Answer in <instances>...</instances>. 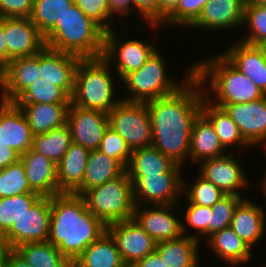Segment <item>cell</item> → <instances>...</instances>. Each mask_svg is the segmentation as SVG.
I'll return each instance as SVG.
<instances>
[{"mask_svg": "<svg viewBox=\"0 0 266 267\" xmlns=\"http://www.w3.org/2000/svg\"><path fill=\"white\" fill-rule=\"evenodd\" d=\"M132 6L138 9V14H141L151 27L160 26L156 25V0H132Z\"/></svg>", "mask_w": 266, "mask_h": 267, "instance_id": "cell-48", "label": "cell"}, {"mask_svg": "<svg viewBox=\"0 0 266 267\" xmlns=\"http://www.w3.org/2000/svg\"><path fill=\"white\" fill-rule=\"evenodd\" d=\"M74 4L90 19L97 23L105 32L112 29L110 20L115 13L109 0H73ZM111 18V19H110Z\"/></svg>", "mask_w": 266, "mask_h": 267, "instance_id": "cell-44", "label": "cell"}, {"mask_svg": "<svg viewBox=\"0 0 266 267\" xmlns=\"http://www.w3.org/2000/svg\"><path fill=\"white\" fill-rule=\"evenodd\" d=\"M106 231L115 241L117 249L128 267L151 254L156 248V242L134 218L108 224Z\"/></svg>", "mask_w": 266, "mask_h": 267, "instance_id": "cell-12", "label": "cell"}, {"mask_svg": "<svg viewBox=\"0 0 266 267\" xmlns=\"http://www.w3.org/2000/svg\"><path fill=\"white\" fill-rule=\"evenodd\" d=\"M80 57L45 47L39 52L41 79L63 88L70 96L74 90V75Z\"/></svg>", "mask_w": 266, "mask_h": 267, "instance_id": "cell-20", "label": "cell"}, {"mask_svg": "<svg viewBox=\"0 0 266 267\" xmlns=\"http://www.w3.org/2000/svg\"><path fill=\"white\" fill-rule=\"evenodd\" d=\"M34 0H0V18H30Z\"/></svg>", "mask_w": 266, "mask_h": 267, "instance_id": "cell-47", "label": "cell"}, {"mask_svg": "<svg viewBox=\"0 0 266 267\" xmlns=\"http://www.w3.org/2000/svg\"><path fill=\"white\" fill-rule=\"evenodd\" d=\"M201 85L193 75L175 93L146 102L151 116L152 145L180 166L190 157L193 124L201 114L205 98Z\"/></svg>", "mask_w": 266, "mask_h": 267, "instance_id": "cell-1", "label": "cell"}, {"mask_svg": "<svg viewBox=\"0 0 266 267\" xmlns=\"http://www.w3.org/2000/svg\"><path fill=\"white\" fill-rule=\"evenodd\" d=\"M51 197L41 196L17 221L5 236L15 249L28 242H46L49 236Z\"/></svg>", "mask_w": 266, "mask_h": 267, "instance_id": "cell-11", "label": "cell"}, {"mask_svg": "<svg viewBox=\"0 0 266 267\" xmlns=\"http://www.w3.org/2000/svg\"><path fill=\"white\" fill-rule=\"evenodd\" d=\"M71 143V132L66 124L48 133L34 135L31 149L58 164Z\"/></svg>", "mask_w": 266, "mask_h": 267, "instance_id": "cell-34", "label": "cell"}, {"mask_svg": "<svg viewBox=\"0 0 266 267\" xmlns=\"http://www.w3.org/2000/svg\"><path fill=\"white\" fill-rule=\"evenodd\" d=\"M15 250L32 267H67L69 263L60 250L49 241L24 243Z\"/></svg>", "mask_w": 266, "mask_h": 267, "instance_id": "cell-35", "label": "cell"}, {"mask_svg": "<svg viewBox=\"0 0 266 267\" xmlns=\"http://www.w3.org/2000/svg\"><path fill=\"white\" fill-rule=\"evenodd\" d=\"M72 142L88 150H97L109 126L107 113L70 104L67 117Z\"/></svg>", "mask_w": 266, "mask_h": 267, "instance_id": "cell-14", "label": "cell"}, {"mask_svg": "<svg viewBox=\"0 0 266 267\" xmlns=\"http://www.w3.org/2000/svg\"><path fill=\"white\" fill-rule=\"evenodd\" d=\"M25 114L32 134H45L67 124L70 104L13 103Z\"/></svg>", "mask_w": 266, "mask_h": 267, "instance_id": "cell-25", "label": "cell"}, {"mask_svg": "<svg viewBox=\"0 0 266 267\" xmlns=\"http://www.w3.org/2000/svg\"><path fill=\"white\" fill-rule=\"evenodd\" d=\"M40 76L39 53L30 57L12 59L0 73L1 101L12 103Z\"/></svg>", "mask_w": 266, "mask_h": 267, "instance_id": "cell-19", "label": "cell"}, {"mask_svg": "<svg viewBox=\"0 0 266 267\" xmlns=\"http://www.w3.org/2000/svg\"><path fill=\"white\" fill-rule=\"evenodd\" d=\"M115 31L105 32L103 58L112 66L117 67L120 80L129 72L140 69L148 58L157 50L151 43L137 39L119 41ZM121 43V44H120Z\"/></svg>", "mask_w": 266, "mask_h": 267, "instance_id": "cell-10", "label": "cell"}, {"mask_svg": "<svg viewBox=\"0 0 266 267\" xmlns=\"http://www.w3.org/2000/svg\"><path fill=\"white\" fill-rule=\"evenodd\" d=\"M221 108L238 126L250 148L266 141V95L248 103L224 104Z\"/></svg>", "mask_w": 266, "mask_h": 267, "instance_id": "cell-17", "label": "cell"}, {"mask_svg": "<svg viewBox=\"0 0 266 267\" xmlns=\"http://www.w3.org/2000/svg\"><path fill=\"white\" fill-rule=\"evenodd\" d=\"M106 232V225L88 209L82 196L60 193L51 197L48 240L74 261Z\"/></svg>", "mask_w": 266, "mask_h": 267, "instance_id": "cell-2", "label": "cell"}, {"mask_svg": "<svg viewBox=\"0 0 266 267\" xmlns=\"http://www.w3.org/2000/svg\"><path fill=\"white\" fill-rule=\"evenodd\" d=\"M12 103L71 104V96L63 88L39 78Z\"/></svg>", "mask_w": 266, "mask_h": 267, "instance_id": "cell-36", "label": "cell"}, {"mask_svg": "<svg viewBox=\"0 0 266 267\" xmlns=\"http://www.w3.org/2000/svg\"><path fill=\"white\" fill-rule=\"evenodd\" d=\"M33 136L23 111L0 100V139L22 155L32 147Z\"/></svg>", "mask_w": 266, "mask_h": 267, "instance_id": "cell-21", "label": "cell"}, {"mask_svg": "<svg viewBox=\"0 0 266 267\" xmlns=\"http://www.w3.org/2000/svg\"><path fill=\"white\" fill-rule=\"evenodd\" d=\"M262 146L265 148L266 151V141L262 144Z\"/></svg>", "mask_w": 266, "mask_h": 267, "instance_id": "cell-59", "label": "cell"}, {"mask_svg": "<svg viewBox=\"0 0 266 267\" xmlns=\"http://www.w3.org/2000/svg\"><path fill=\"white\" fill-rule=\"evenodd\" d=\"M221 54L266 95V46L237 40Z\"/></svg>", "mask_w": 266, "mask_h": 267, "instance_id": "cell-18", "label": "cell"}, {"mask_svg": "<svg viewBox=\"0 0 266 267\" xmlns=\"http://www.w3.org/2000/svg\"><path fill=\"white\" fill-rule=\"evenodd\" d=\"M244 23L248 26L249 32L246 37L240 38V41L250 45L266 46V5L245 4Z\"/></svg>", "mask_w": 266, "mask_h": 267, "instance_id": "cell-40", "label": "cell"}, {"mask_svg": "<svg viewBox=\"0 0 266 267\" xmlns=\"http://www.w3.org/2000/svg\"><path fill=\"white\" fill-rule=\"evenodd\" d=\"M160 51L157 50L148 58L144 65L133 72L126 74L120 81L124 84L128 94L122 100L129 102H148L160 97H164L178 91L194 75V65L187 69L182 85L171 80L166 71L165 61H163Z\"/></svg>", "mask_w": 266, "mask_h": 267, "instance_id": "cell-6", "label": "cell"}, {"mask_svg": "<svg viewBox=\"0 0 266 267\" xmlns=\"http://www.w3.org/2000/svg\"><path fill=\"white\" fill-rule=\"evenodd\" d=\"M208 240V241H207ZM206 241L217 257L230 265L247 263L251 260L252 249L231 229L223 228L213 233Z\"/></svg>", "mask_w": 266, "mask_h": 267, "instance_id": "cell-31", "label": "cell"}, {"mask_svg": "<svg viewBox=\"0 0 266 267\" xmlns=\"http://www.w3.org/2000/svg\"><path fill=\"white\" fill-rule=\"evenodd\" d=\"M34 192L28 183L23 163H16L2 169L0 174V198Z\"/></svg>", "mask_w": 266, "mask_h": 267, "instance_id": "cell-39", "label": "cell"}, {"mask_svg": "<svg viewBox=\"0 0 266 267\" xmlns=\"http://www.w3.org/2000/svg\"><path fill=\"white\" fill-rule=\"evenodd\" d=\"M233 151L227 154L200 162L199 175L212 182L226 195L241 196L239 190L248 184L247 176L242 164L234 158Z\"/></svg>", "mask_w": 266, "mask_h": 267, "instance_id": "cell-15", "label": "cell"}, {"mask_svg": "<svg viewBox=\"0 0 266 267\" xmlns=\"http://www.w3.org/2000/svg\"><path fill=\"white\" fill-rule=\"evenodd\" d=\"M13 250L8 238L0 233V267H7L9 255Z\"/></svg>", "mask_w": 266, "mask_h": 267, "instance_id": "cell-53", "label": "cell"}, {"mask_svg": "<svg viewBox=\"0 0 266 267\" xmlns=\"http://www.w3.org/2000/svg\"><path fill=\"white\" fill-rule=\"evenodd\" d=\"M227 151L211 122L201 113L195 120L190 138V159L194 163L223 156Z\"/></svg>", "mask_w": 266, "mask_h": 267, "instance_id": "cell-27", "label": "cell"}, {"mask_svg": "<svg viewBox=\"0 0 266 267\" xmlns=\"http://www.w3.org/2000/svg\"><path fill=\"white\" fill-rule=\"evenodd\" d=\"M181 172H166L162 175L129 176L133 184L136 206L177 204L183 193ZM152 203V204H151ZM140 204V205H139Z\"/></svg>", "mask_w": 266, "mask_h": 267, "instance_id": "cell-9", "label": "cell"}, {"mask_svg": "<svg viewBox=\"0 0 266 267\" xmlns=\"http://www.w3.org/2000/svg\"><path fill=\"white\" fill-rule=\"evenodd\" d=\"M185 209V219L194 230L197 231V235L201 234L202 238H208V223H210V207L188 204Z\"/></svg>", "mask_w": 266, "mask_h": 267, "instance_id": "cell-46", "label": "cell"}, {"mask_svg": "<svg viewBox=\"0 0 266 267\" xmlns=\"http://www.w3.org/2000/svg\"><path fill=\"white\" fill-rule=\"evenodd\" d=\"M21 155L8 147V145L0 139V169H4L10 164L16 163L20 160Z\"/></svg>", "mask_w": 266, "mask_h": 267, "instance_id": "cell-50", "label": "cell"}, {"mask_svg": "<svg viewBox=\"0 0 266 267\" xmlns=\"http://www.w3.org/2000/svg\"><path fill=\"white\" fill-rule=\"evenodd\" d=\"M209 0H180L176 9L160 24L190 27Z\"/></svg>", "mask_w": 266, "mask_h": 267, "instance_id": "cell-45", "label": "cell"}, {"mask_svg": "<svg viewBox=\"0 0 266 267\" xmlns=\"http://www.w3.org/2000/svg\"><path fill=\"white\" fill-rule=\"evenodd\" d=\"M9 65V54L4 36V18H0V73Z\"/></svg>", "mask_w": 266, "mask_h": 267, "instance_id": "cell-52", "label": "cell"}, {"mask_svg": "<svg viewBox=\"0 0 266 267\" xmlns=\"http://www.w3.org/2000/svg\"><path fill=\"white\" fill-rule=\"evenodd\" d=\"M131 267H169L162 259L160 254L154 250L151 254H148L143 259L138 260Z\"/></svg>", "mask_w": 266, "mask_h": 267, "instance_id": "cell-51", "label": "cell"}, {"mask_svg": "<svg viewBox=\"0 0 266 267\" xmlns=\"http://www.w3.org/2000/svg\"><path fill=\"white\" fill-rule=\"evenodd\" d=\"M7 267H32L15 249L8 258Z\"/></svg>", "mask_w": 266, "mask_h": 267, "instance_id": "cell-55", "label": "cell"}, {"mask_svg": "<svg viewBox=\"0 0 266 267\" xmlns=\"http://www.w3.org/2000/svg\"><path fill=\"white\" fill-rule=\"evenodd\" d=\"M4 36L9 63L15 58L34 56L46 47L44 35L30 18H4Z\"/></svg>", "mask_w": 266, "mask_h": 267, "instance_id": "cell-16", "label": "cell"}, {"mask_svg": "<svg viewBox=\"0 0 266 267\" xmlns=\"http://www.w3.org/2000/svg\"><path fill=\"white\" fill-rule=\"evenodd\" d=\"M98 150L127 168L131 150L125 140L110 126L106 129Z\"/></svg>", "mask_w": 266, "mask_h": 267, "instance_id": "cell-43", "label": "cell"}, {"mask_svg": "<svg viewBox=\"0 0 266 267\" xmlns=\"http://www.w3.org/2000/svg\"><path fill=\"white\" fill-rule=\"evenodd\" d=\"M111 68L103 57L80 59L74 75L71 104L108 114L122 100L114 99Z\"/></svg>", "mask_w": 266, "mask_h": 267, "instance_id": "cell-5", "label": "cell"}, {"mask_svg": "<svg viewBox=\"0 0 266 267\" xmlns=\"http://www.w3.org/2000/svg\"><path fill=\"white\" fill-rule=\"evenodd\" d=\"M242 196L225 195L210 207V223H208V237L213 233L230 227L231 219L237 205L243 200Z\"/></svg>", "mask_w": 266, "mask_h": 267, "instance_id": "cell-42", "label": "cell"}, {"mask_svg": "<svg viewBox=\"0 0 266 267\" xmlns=\"http://www.w3.org/2000/svg\"><path fill=\"white\" fill-rule=\"evenodd\" d=\"M201 113L214 126L216 135L226 151H228V147L230 148V146L235 144L236 146L239 144L240 147L250 146L241 135L238 126L223 108L211 104L206 98H204Z\"/></svg>", "mask_w": 266, "mask_h": 267, "instance_id": "cell-33", "label": "cell"}, {"mask_svg": "<svg viewBox=\"0 0 266 267\" xmlns=\"http://www.w3.org/2000/svg\"><path fill=\"white\" fill-rule=\"evenodd\" d=\"M111 9L117 15L121 17L127 16L132 9V0H109Z\"/></svg>", "mask_w": 266, "mask_h": 267, "instance_id": "cell-54", "label": "cell"}, {"mask_svg": "<svg viewBox=\"0 0 266 267\" xmlns=\"http://www.w3.org/2000/svg\"><path fill=\"white\" fill-rule=\"evenodd\" d=\"M90 150L72 142L57 164L58 194L73 193L83 181Z\"/></svg>", "mask_w": 266, "mask_h": 267, "instance_id": "cell-26", "label": "cell"}, {"mask_svg": "<svg viewBox=\"0 0 266 267\" xmlns=\"http://www.w3.org/2000/svg\"><path fill=\"white\" fill-rule=\"evenodd\" d=\"M67 267H81V266L74 260V261H69Z\"/></svg>", "mask_w": 266, "mask_h": 267, "instance_id": "cell-58", "label": "cell"}, {"mask_svg": "<svg viewBox=\"0 0 266 267\" xmlns=\"http://www.w3.org/2000/svg\"><path fill=\"white\" fill-rule=\"evenodd\" d=\"M198 179L192 185H188L187 180L183 179V192L187 194V201L190 204L212 207L224 194L212 182L205 180L198 175ZM186 189V190H185ZM187 191V192H186Z\"/></svg>", "mask_w": 266, "mask_h": 267, "instance_id": "cell-41", "label": "cell"}, {"mask_svg": "<svg viewBox=\"0 0 266 267\" xmlns=\"http://www.w3.org/2000/svg\"><path fill=\"white\" fill-rule=\"evenodd\" d=\"M109 126L131 151L152 145V124L146 102L121 100L109 113Z\"/></svg>", "mask_w": 266, "mask_h": 267, "instance_id": "cell-8", "label": "cell"}, {"mask_svg": "<svg viewBox=\"0 0 266 267\" xmlns=\"http://www.w3.org/2000/svg\"><path fill=\"white\" fill-rule=\"evenodd\" d=\"M261 184V189H262V191L264 192V194H265V196H266V173H265V176H264V178H263V180H262V183H260Z\"/></svg>", "mask_w": 266, "mask_h": 267, "instance_id": "cell-57", "label": "cell"}, {"mask_svg": "<svg viewBox=\"0 0 266 267\" xmlns=\"http://www.w3.org/2000/svg\"><path fill=\"white\" fill-rule=\"evenodd\" d=\"M244 0H209L191 28L234 29L244 26Z\"/></svg>", "mask_w": 266, "mask_h": 267, "instance_id": "cell-22", "label": "cell"}, {"mask_svg": "<svg viewBox=\"0 0 266 267\" xmlns=\"http://www.w3.org/2000/svg\"><path fill=\"white\" fill-rule=\"evenodd\" d=\"M87 209L106 226L132 219L135 211L133 184L126 171L83 195Z\"/></svg>", "mask_w": 266, "mask_h": 267, "instance_id": "cell-7", "label": "cell"}, {"mask_svg": "<svg viewBox=\"0 0 266 267\" xmlns=\"http://www.w3.org/2000/svg\"><path fill=\"white\" fill-rule=\"evenodd\" d=\"M245 4L266 5V0H245Z\"/></svg>", "mask_w": 266, "mask_h": 267, "instance_id": "cell-56", "label": "cell"}, {"mask_svg": "<svg viewBox=\"0 0 266 267\" xmlns=\"http://www.w3.org/2000/svg\"><path fill=\"white\" fill-rule=\"evenodd\" d=\"M180 0H156V25H160L178 6Z\"/></svg>", "mask_w": 266, "mask_h": 267, "instance_id": "cell-49", "label": "cell"}, {"mask_svg": "<svg viewBox=\"0 0 266 267\" xmlns=\"http://www.w3.org/2000/svg\"><path fill=\"white\" fill-rule=\"evenodd\" d=\"M174 205H154V208L146 205L144 209L136 206L133 218L156 243L175 240L186 236L187 226L174 216L178 210Z\"/></svg>", "mask_w": 266, "mask_h": 267, "instance_id": "cell-13", "label": "cell"}, {"mask_svg": "<svg viewBox=\"0 0 266 267\" xmlns=\"http://www.w3.org/2000/svg\"><path fill=\"white\" fill-rule=\"evenodd\" d=\"M266 212L258 204L244 198L235 208L231 229L251 248L265 235Z\"/></svg>", "mask_w": 266, "mask_h": 267, "instance_id": "cell-24", "label": "cell"}, {"mask_svg": "<svg viewBox=\"0 0 266 267\" xmlns=\"http://www.w3.org/2000/svg\"><path fill=\"white\" fill-rule=\"evenodd\" d=\"M41 197L38 193H26L0 198V233L6 234L17 221Z\"/></svg>", "mask_w": 266, "mask_h": 267, "instance_id": "cell-38", "label": "cell"}, {"mask_svg": "<svg viewBox=\"0 0 266 267\" xmlns=\"http://www.w3.org/2000/svg\"><path fill=\"white\" fill-rule=\"evenodd\" d=\"M30 188L41 196L58 194L57 164L31 148L20 157Z\"/></svg>", "mask_w": 266, "mask_h": 267, "instance_id": "cell-23", "label": "cell"}, {"mask_svg": "<svg viewBox=\"0 0 266 267\" xmlns=\"http://www.w3.org/2000/svg\"><path fill=\"white\" fill-rule=\"evenodd\" d=\"M46 47L85 58H99L104 53L105 31L75 4L57 20L44 36Z\"/></svg>", "mask_w": 266, "mask_h": 267, "instance_id": "cell-3", "label": "cell"}, {"mask_svg": "<svg viewBox=\"0 0 266 267\" xmlns=\"http://www.w3.org/2000/svg\"><path fill=\"white\" fill-rule=\"evenodd\" d=\"M200 235H182L175 240L156 243L155 250L169 267H199Z\"/></svg>", "mask_w": 266, "mask_h": 267, "instance_id": "cell-29", "label": "cell"}, {"mask_svg": "<svg viewBox=\"0 0 266 267\" xmlns=\"http://www.w3.org/2000/svg\"><path fill=\"white\" fill-rule=\"evenodd\" d=\"M75 261L81 267H128L107 231L92 242Z\"/></svg>", "mask_w": 266, "mask_h": 267, "instance_id": "cell-32", "label": "cell"}, {"mask_svg": "<svg viewBox=\"0 0 266 267\" xmlns=\"http://www.w3.org/2000/svg\"><path fill=\"white\" fill-rule=\"evenodd\" d=\"M126 169L103 152L91 150L88 156L82 184L73 192L82 196L87 190L101 186L107 181L121 176Z\"/></svg>", "mask_w": 266, "mask_h": 267, "instance_id": "cell-28", "label": "cell"}, {"mask_svg": "<svg viewBox=\"0 0 266 267\" xmlns=\"http://www.w3.org/2000/svg\"><path fill=\"white\" fill-rule=\"evenodd\" d=\"M73 4V0H34L30 19L45 36Z\"/></svg>", "mask_w": 266, "mask_h": 267, "instance_id": "cell-37", "label": "cell"}, {"mask_svg": "<svg viewBox=\"0 0 266 267\" xmlns=\"http://www.w3.org/2000/svg\"><path fill=\"white\" fill-rule=\"evenodd\" d=\"M194 65V76L201 84L209 79V91L215 97L213 102L208 90L204 97L213 105L222 107L224 104L248 103L263 98L265 94L243 73L237 70L222 54L208 57ZM215 95V96H214Z\"/></svg>", "mask_w": 266, "mask_h": 267, "instance_id": "cell-4", "label": "cell"}, {"mask_svg": "<svg viewBox=\"0 0 266 267\" xmlns=\"http://www.w3.org/2000/svg\"><path fill=\"white\" fill-rule=\"evenodd\" d=\"M181 168L151 145L131 151L126 173L128 176L162 175L166 172H180Z\"/></svg>", "mask_w": 266, "mask_h": 267, "instance_id": "cell-30", "label": "cell"}]
</instances>
